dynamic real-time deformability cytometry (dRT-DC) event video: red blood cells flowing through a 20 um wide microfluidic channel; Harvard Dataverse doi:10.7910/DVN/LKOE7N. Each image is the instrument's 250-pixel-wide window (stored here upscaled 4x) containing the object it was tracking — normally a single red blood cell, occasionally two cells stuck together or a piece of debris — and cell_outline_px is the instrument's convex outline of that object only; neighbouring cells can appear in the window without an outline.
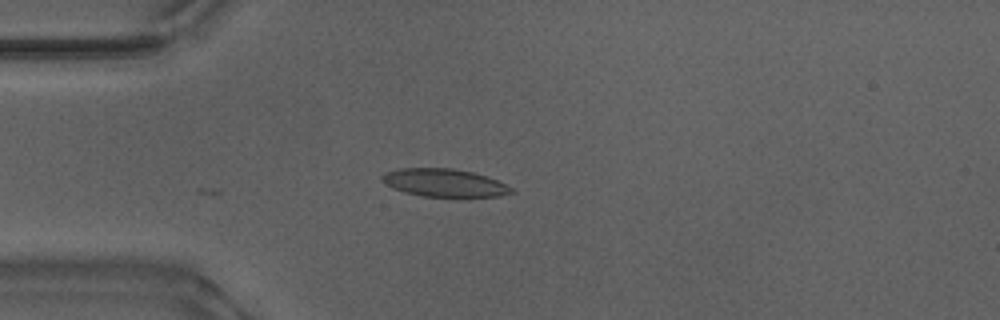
{"species": "Egyptian fruit bat (a non-hibernating species)", "species_latin": "Rousettus aegyptiacus", "temperature_condition": "warm", "stored_images_in_passage": 3, "camera_frame_rate_fps": 3000, "um_per_image_px": 0.085, "animal": {"sex": "male"}, "frame": {"image": 1, "passage_image": 1, "time_ms": 0.0, "image_size_px": [1000, 320], "cell_outline_px": [[516, 192], [500, 196], [420, 196], [404, 192], [392, 188], [384, 184], [380, 180], [380, 176], [388, 172], [400, 168], [452, 168], [472, 172], [496, 180], [512, 188]], "centroid_in_image_um": [37.71, 15.54], "position_along_channel_um": 47.3, "area_um2": 20.87}}